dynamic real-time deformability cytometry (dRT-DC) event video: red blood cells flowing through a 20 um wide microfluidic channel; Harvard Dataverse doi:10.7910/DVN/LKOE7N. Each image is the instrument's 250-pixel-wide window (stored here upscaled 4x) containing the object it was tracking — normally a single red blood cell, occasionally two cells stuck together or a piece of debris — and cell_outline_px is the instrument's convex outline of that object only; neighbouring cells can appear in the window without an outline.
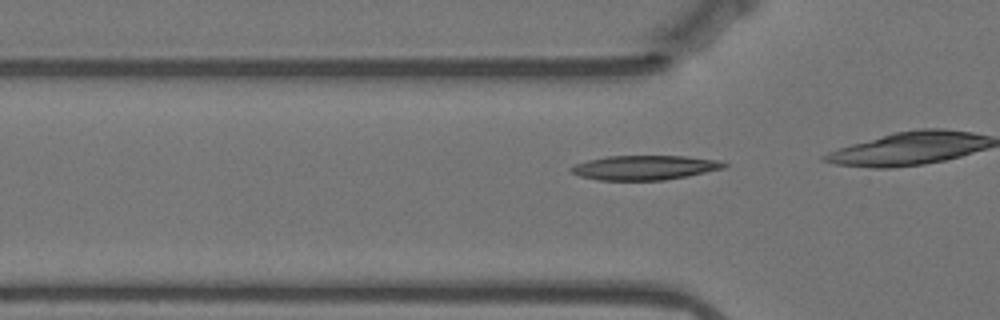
{"species": "Egyptian fruit bat (a non-hibernating species)", "species_latin": "Rousettus aegyptiacus", "temperature_condition": "warm", "stored_images_in_passage": 26, "camera_frame_rate_fps": 3000, "um_per_image_px": 0.085, "animal": {"sex": "female"}, "frame": {"image": 1, "passage_image": 14, "time_ms": 4.333, "image_size_px": [1000, 320], "cell_outline_px": [[728, 164], [724, 168], [688, 176], [664, 180], [600, 180], [580, 176], [568, 172], [568, 168], [576, 164], [588, 160], [608, 156], [684, 156], [720, 160]], "centroid_in_image_um": [54.78, 14.24], "position_along_channel_um": 71.0, "area_um2": 21.85}}
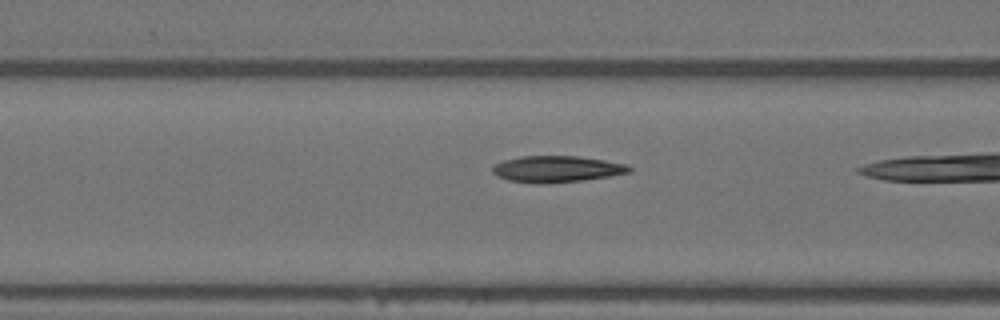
{"frame": {"image": 2, "passage_image": 18, "time_ms": 5.667, "image_size_px": [1000, 320], "cell_outline_px": [[632, 172], [584, 180], [544, 184], [540, 184], [508, 180], [496, 176], [492, 172], [492, 168], [496, 164], [504, 160], [524, 156], [576, 156], [604, 160], [624, 164], [632, 168]], "centroid_in_image_um": [47.31, 14.37], "position_along_channel_um": 119.3, "area_um2": 20.92}}
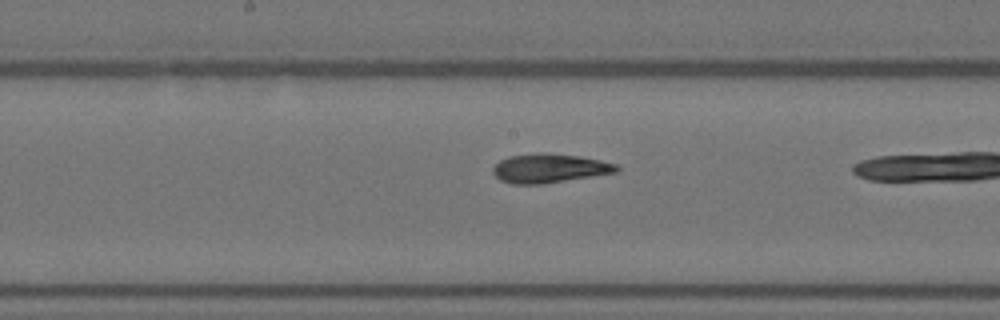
{"frame": {"image": 3, "passage_image": 25, "time_ms": 8.0, "image_size_px": [1000, 320], "cell_outline_px": [[620, 168], [616, 172], [544, 184], [512, 184], [500, 180], [492, 172], [492, 168], [500, 160], [508, 156], [580, 156], [600, 160], [616, 164]], "centroid_in_image_um": [46.7, 14.36], "position_along_channel_um": 201.5, "area_um2": 19.88}}